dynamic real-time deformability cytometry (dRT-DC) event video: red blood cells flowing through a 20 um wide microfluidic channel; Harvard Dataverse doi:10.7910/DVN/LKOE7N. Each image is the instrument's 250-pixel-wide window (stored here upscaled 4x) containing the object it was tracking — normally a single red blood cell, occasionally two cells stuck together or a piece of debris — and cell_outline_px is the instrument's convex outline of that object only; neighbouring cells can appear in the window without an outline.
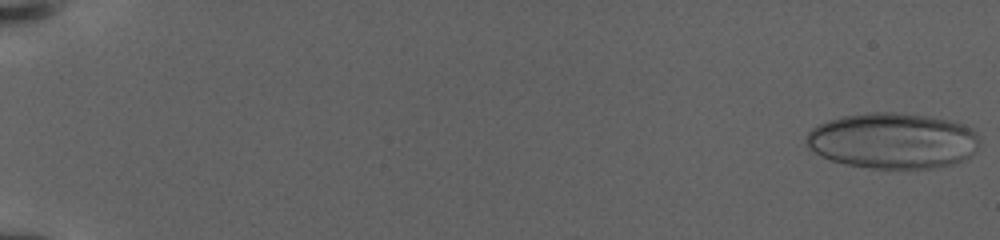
{"species": "human", "species_latin": "Homo sapiens", "temperature_condition": "warm", "stored_images_in_passage": 98, "camera_frame_rate_fps": 3000, "um_per_image_px": 0.085, "donor": {"sex": "female"}, "frame": {"image": 1, "passage_image": 1, "time_ms": 0.0, "image_size_px": [1000, 240], "cell_outline_px": [[980, 140], [976, 152], [972, 156], [964, 160], [952, 164], [932, 168], [872, 168], [844, 164], [820, 156], [808, 148], [808, 132], [812, 128], [828, 120], [844, 116], [872, 112], [892, 112], [924, 116], [948, 120], [960, 124], [976, 132]], "centroid_in_image_um": [75.9, 11.98], "position_along_channel_um": 9.1, "area_um2": 56.07}}
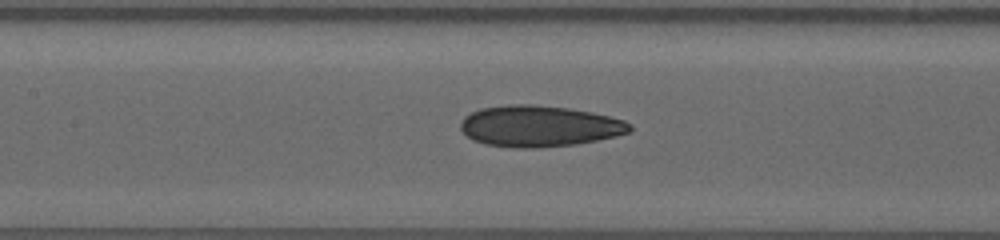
{"frame": {"image": 2, "passage_image": 49, "time_ms": 12.333, "image_size_px": [1000, 240], "cell_outline_px": [[632, 132], [616, 136], [576, 144], [540, 148], [512, 148], [484, 144], [472, 140], [460, 128], [460, 124], [464, 116], [472, 112], [484, 108], [516, 104], [528, 104], [568, 108], [592, 112], [624, 120], [632, 124]], "centroid_in_image_um": [45.86, 10.74], "position_along_channel_um": 161.5, "area_um2": 40.63}}
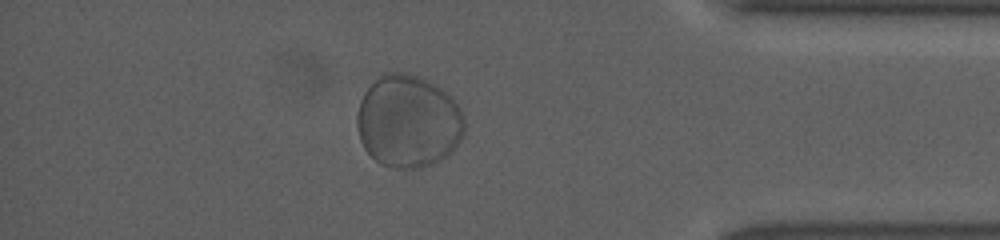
{"frame": {"image": 3, "passage_image": 86, "time_ms": 21.667, "image_size_px": [1000, 240], "cell_outline_px": [[464, 132], [460, 140], [440, 160], [432, 164], [420, 168], [396, 168], [380, 164], [364, 148], [360, 140], [356, 124], [356, 116], [360, 100], [364, 92], [384, 72], [408, 72], [428, 80], [452, 96], [460, 108], [464, 116]], "centroid_in_image_um": [34.69, 10.29], "position_along_channel_um": 400.5, "area_um2": 58.09}}